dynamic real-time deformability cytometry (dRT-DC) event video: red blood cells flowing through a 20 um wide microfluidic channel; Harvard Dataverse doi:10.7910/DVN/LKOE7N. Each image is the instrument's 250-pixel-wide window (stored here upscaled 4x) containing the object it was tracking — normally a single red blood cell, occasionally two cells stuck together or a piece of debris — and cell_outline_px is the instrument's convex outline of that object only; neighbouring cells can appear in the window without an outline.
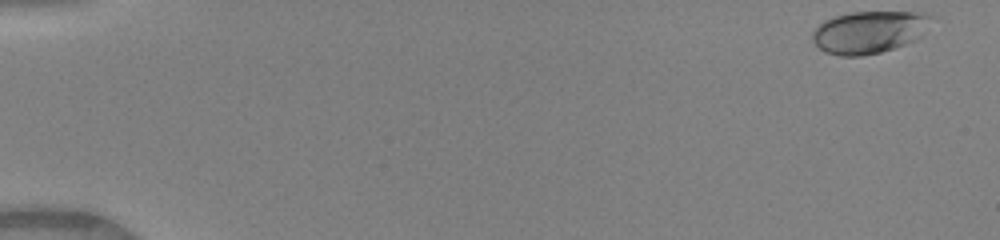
{"species": "human", "species_latin": "Homo sapiens", "temperature_condition": "warm", "stored_images_in_passage": 48, "camera_frame_rate_fps": 3000, "um_per_image_px": 0.085, "donor": {"sex": "female"}, "frame": {"image": 1, "passage_image": 1, "time_ms": 0.0, "image_size_px": [1000, 240], "cell_outline_px": [[932, 16], [912, 40], [904, 44], [880, 52], [860, 56], [840, 56], [824, 52], [812, 40], [812, 32], [824, 20], [836, 16], [852, 12], [916, 12]], "centroid_in_image_um": [73.74, 2.73], "position_along_channel_um": 11.3, "area_um2": 28.32}}
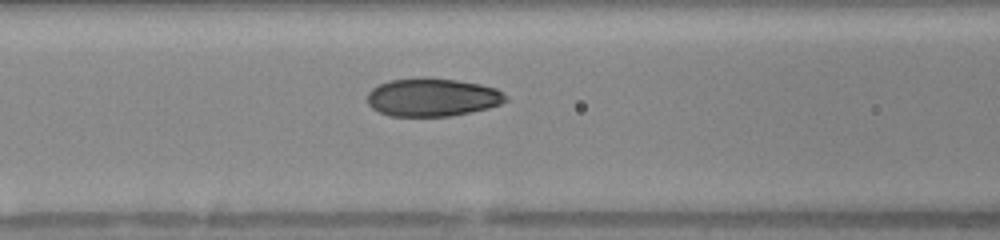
{"frame": {"image": 2, "passage_image": 21, "time_ms": 6.667, "image_size_px": [1000, 240], "cell_outline_px": [[508, 100], [500, 104], [488, 108], [452, 116], [388, 116], [372, 108], [368, 104], [368, 92], [372, 88], [388, 80], [456, 80], [480, 84], [496, 88], [504, 92], [508, 96]], "centroid_in_image_um": [36.79, 8.31], "position_along_channel_um": 129.8, "area_um2": 30.17}}
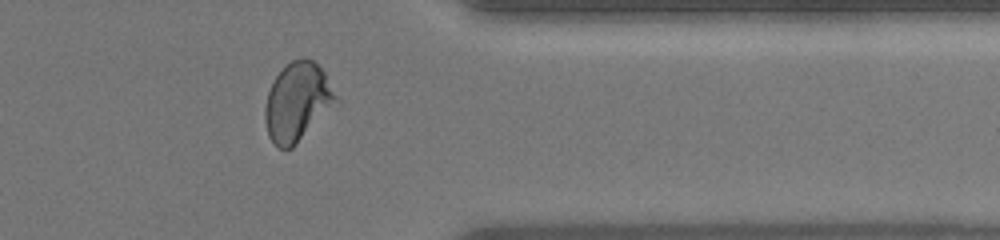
{"frame": {"image": 3, "passage_image": 40, "time_ms": 13.0, "image_size_px": [1000, 240], "cell_outline_px": [[332, 96], [328, 104], [296, 144], [292, 148], [280, 148], [268, 136], [264, 116], [264, 112], [268, 92], [276, 76], [292, 60], [304, 56], [312, 60], [324, 72], [332, 92]], "centroid_in_image_um": [25.13, 8.62], "position_along_channel_um": 386.3, "area_um2": 30.06}, "authors_computed_cell_mechanics": {"area_um2": 30.6918, "velocity_mm_per_s": 4.1515, "shape_relaxation_time_tau1_ms": 4.4231, "shape_relaxation_time_tau2_ms": null, "deformation_change_tau1": 0.1638, "deformation_change_tau2": null}}